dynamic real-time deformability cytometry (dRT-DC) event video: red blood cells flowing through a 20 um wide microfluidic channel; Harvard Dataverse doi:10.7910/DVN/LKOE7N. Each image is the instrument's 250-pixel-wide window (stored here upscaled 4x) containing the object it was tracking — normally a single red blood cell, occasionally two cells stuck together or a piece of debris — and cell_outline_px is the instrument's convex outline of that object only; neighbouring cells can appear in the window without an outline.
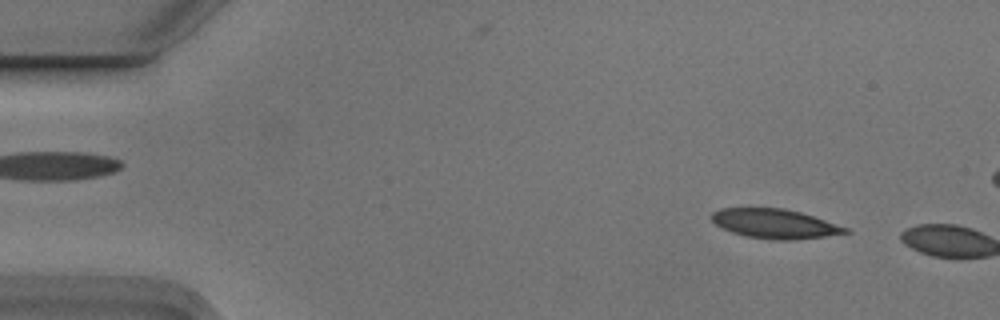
{"species": "Egyptian fruit bat (a non-hibernating species)", "species_latin": "Rousettus aegyptiacus", "temperature_condition": "cold", "stored_images_in_passage": 2, "camera_frame_rate_fps": 3000, "um_per_image_px": 0.085, "animal": {"sex": "male"}, "frame": {"image": 1, "passage_image": 1, "time_ms": 0.0, "image_size_px": [1000, 320], "cell_outline_px": [[852, 232], [796, 240], [772, 240], [744, 236], [720, 228], [708, 216], [712, 212], [720, 208], [784, 208], [800, 212], [848, 228]], "centroid_in_image_um": [65.8, 19.02], "position_along_channel_um": 19.2, "area_um2": 23.0}}